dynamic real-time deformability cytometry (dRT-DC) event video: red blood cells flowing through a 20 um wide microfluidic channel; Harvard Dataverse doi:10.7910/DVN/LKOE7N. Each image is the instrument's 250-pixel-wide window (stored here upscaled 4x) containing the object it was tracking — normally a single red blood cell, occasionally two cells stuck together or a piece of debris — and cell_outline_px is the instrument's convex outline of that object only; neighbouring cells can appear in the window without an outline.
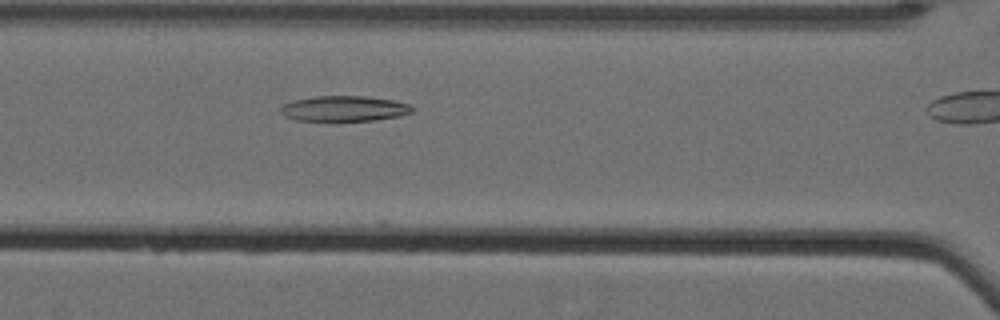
{"species": "Egyptian fruit bat (a non-hibernating species)", "species_latin": "Rousettus aegyptiacus", "temperature_condition": "cold", "stored_images_in_passage": 7, "camera_frame_rate_fps": 3000, "um_per_image_px": 0.085, "animal": {"sex": "female"}, "frame": {"image": 1, "passage_image": 6, "time_ms": 1.667, "image_size_px": [1000, 320], "cell_outline_px": [[416, 112], [400, 116], [376, 120], [296, 120], [284, 116], [280, 112], [280, 108], [284, 104], [296, 100], [316, 96], [364, 96], [392, 100], [408, 104], [416, 108]], "centroid_in_image_um": [29.31, 9.23], "position_along_channel_um": 137.3, "area_um2": 19.42}}